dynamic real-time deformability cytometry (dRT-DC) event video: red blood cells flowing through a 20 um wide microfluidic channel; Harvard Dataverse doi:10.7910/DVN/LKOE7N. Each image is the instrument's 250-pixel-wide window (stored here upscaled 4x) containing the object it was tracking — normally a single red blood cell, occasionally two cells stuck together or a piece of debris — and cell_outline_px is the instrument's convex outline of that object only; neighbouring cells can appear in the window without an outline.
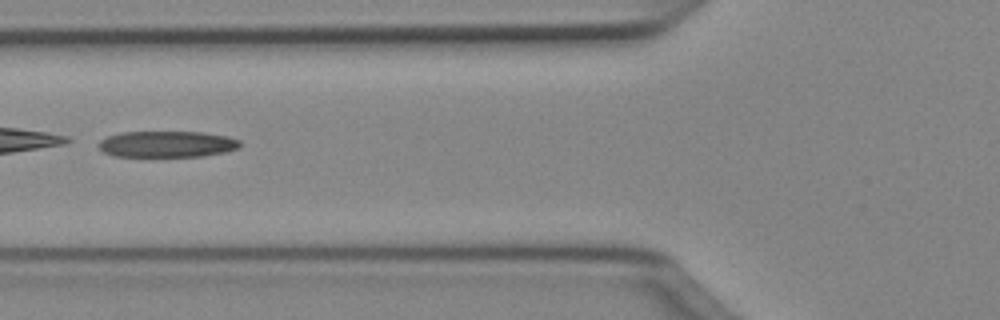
{"species": "Egyptian fruit bat (a non-hibernating species)", "species_latin": "Rousettus aegyptiacus", "temperature_condition": "cold", "stored_images_in_passage": 49, "camera_frame_rate_fps": 3000, "um_per_image_px": 0.085, "animal": {"sex": "female"}, "frame": {"image": 1, "passage_image": 19, "time_ms": 6.0, "image_size_px": [1000, 320], "cell_outline_px": [[240, 148], [224, 152], [204, 156], [112, 156], [104, 152], [96, 144], [100, 140], [108, 136], [124, 132], [200, 132], [228, 136], [240, 140]], "centroid_in_image_um": [14.2, 12.25], "position_along_channel_um": 111.6, "area_um2": 21.62}}
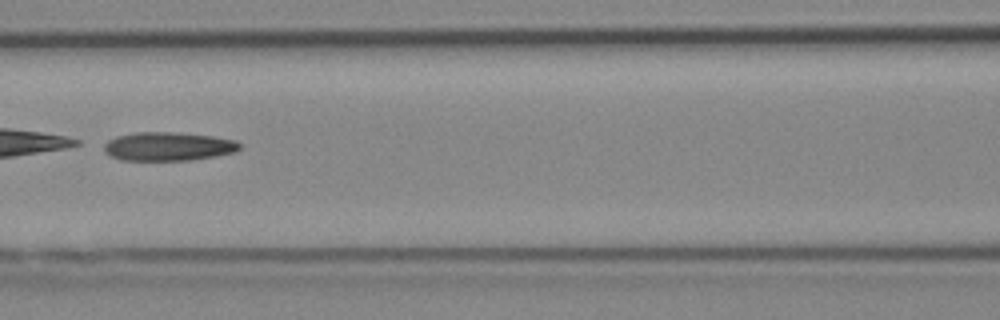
{"frame": {"image": 2, "passage_image": 22, "time_ms": 7.0, "image_size_px": [1000, 320], "cell_outline_px": [[240, 148], [236, 152], [216, 156], [192, 160], [120, 160], [108, 156], [104, 152], [104, 144], [108, 140], [116, 136], [136, 132], [176, 132], [212, 136], [236, 140], [240, 144]], "centroid_in_image_um": [14.28, 12.45], "position_along_channel_um": 152.3, "area_um2": 22.89}}